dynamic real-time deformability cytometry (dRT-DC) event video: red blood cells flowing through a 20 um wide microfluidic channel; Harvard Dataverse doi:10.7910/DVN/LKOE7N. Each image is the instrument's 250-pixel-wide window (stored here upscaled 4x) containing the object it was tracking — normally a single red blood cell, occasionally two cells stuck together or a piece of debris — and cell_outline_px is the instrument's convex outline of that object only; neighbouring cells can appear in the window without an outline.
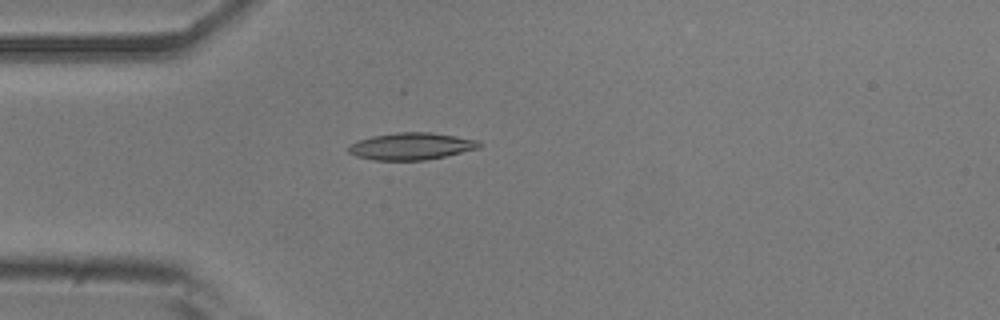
{"species": "common noctule bat (a hibernating species)", "species_latin": "Nyctalus noctula", "temperature_condition": "room temperature", "stored_images_in_passage": 7, "camera_frame_rate_fps": 3000, "um_per_image_px": 0.085, "animal": {"sex": "male", "body_mass_g": 20.5, "forearm_length_mm": 52.5}, "frame": {"image": 1, "passage_image": 4, "time_ms": 1.0, "image_size_px": [1000, 320], "cell_outline_px": [[484, 144], [480, 148], [444, 156], [424, 160], [372, 160], [356, 156], [348, 152], [348, 148], [352, 144], [360, 140], [372, 136], [396, 132], [428, 132], [456, 136], [480, 140]], "centroid_in_image_um": [35.0, 12.43], "position_along_channel_um": 50.0, "area_um2": 20.58}}